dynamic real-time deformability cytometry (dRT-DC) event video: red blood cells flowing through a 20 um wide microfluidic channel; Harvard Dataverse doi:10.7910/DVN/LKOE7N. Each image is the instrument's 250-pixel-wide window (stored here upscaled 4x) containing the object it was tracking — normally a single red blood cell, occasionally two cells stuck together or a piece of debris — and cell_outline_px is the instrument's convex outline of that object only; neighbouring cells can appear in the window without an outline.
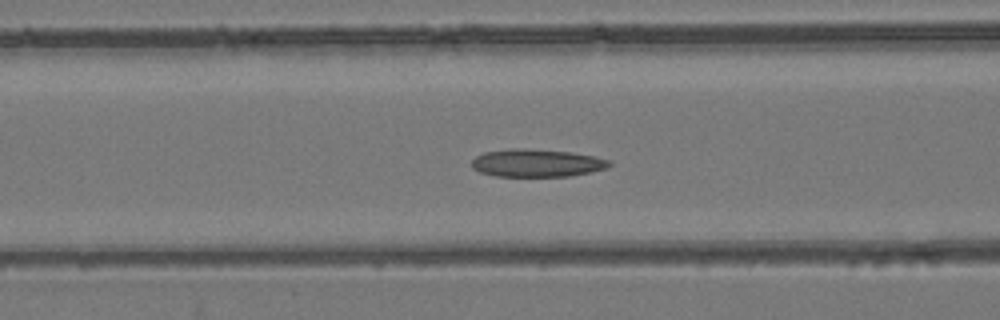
{"species": "common noctule bat (a hibernating species)", "species_latin": "Nyctalus noctula", "temperature_condition": "room temperature", "stored_images_in_passage": 42, "camera_frame_rate_fps": 3000, "um_per_image_px": 0.085, "animal": {"sex": "female", "body_mass_g": 24.6, "forearm_length_mm": 56.2}, "frame": {"image": 1, "passage_image": 12, "time_ms": 3.667, "image_size_px": [1000, 320], "cell_outline_px": [[612, 164], [608, 168], [592, 172], [572, 176], [496, 176], [480, 172], [472, 168], [472, 160], [476, 156], [484, 152], [512, 148], [520, 148], [572, 152], [596, 156], [612, 160]], "centroid_in_image_um": [45.68, 13.85], "position_along_channel_um": 120.9, "area_um2": 22.48}}
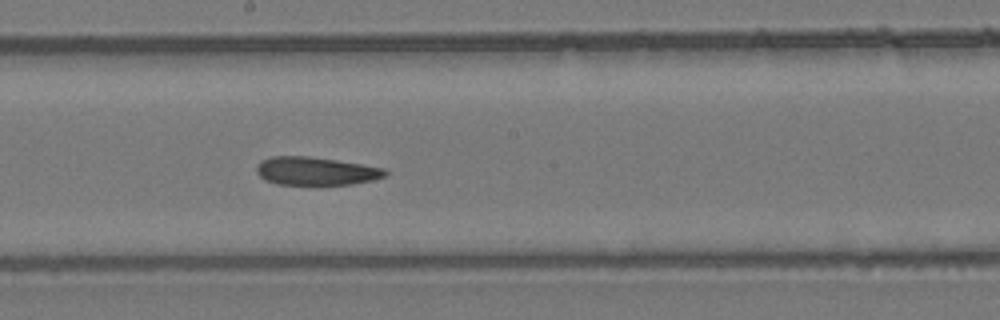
{"frame": {"image": 2, "passage_image": 20, "time_ms": 6.333, "image_size_px": [1000, 320], "cell_outline_px": [[388, 172], [384, 176], [372, 180], [352, 184], [276, 184], [264, 180], [256, 172], [256, 168], [260, 160], [272, 156], [308, 156], [336, 160], [384, 168]], "centroid_in_image_um": [26.8, 14.53], "position_along_channel_um": 221.4, "area_um2": 20.98}}
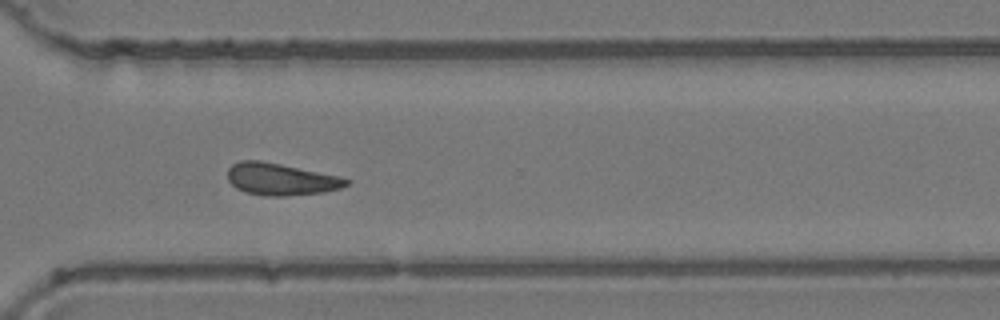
{"frame": {"image": 3, "passage_image": 30, "time_ms": 9.667, "image_size_px": [1000, 320], "cell_outline_px": [[352, 180], [348, 184], [340, 188], [324, 192], [284, 196], [264, 196], [244, 192], [236, 188], [228, 180], [228, 168], [232, 164], [240, 160], [260, 160], [340, 176]], "centroid_in_image_um": [23.86, 15.23], "position_along_channel_um": 346.7, "area_um2": 22.2}}